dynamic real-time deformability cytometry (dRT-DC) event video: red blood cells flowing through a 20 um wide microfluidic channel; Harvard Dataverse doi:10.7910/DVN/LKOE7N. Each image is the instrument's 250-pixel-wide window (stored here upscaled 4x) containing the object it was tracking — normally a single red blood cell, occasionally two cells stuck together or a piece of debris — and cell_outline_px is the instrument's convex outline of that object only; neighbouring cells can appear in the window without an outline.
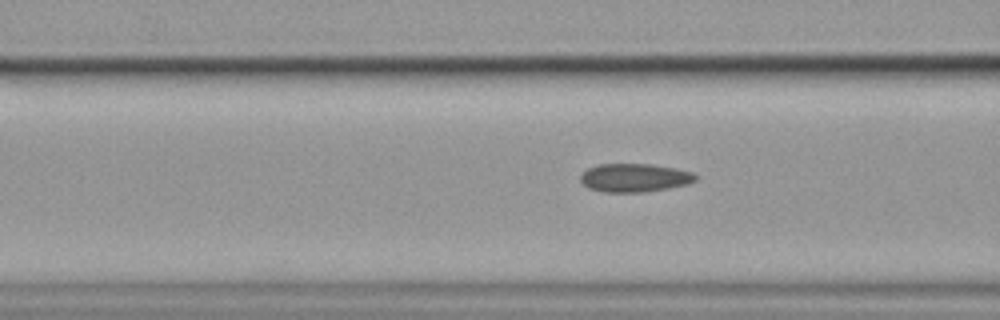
{"species": "common noctule bat (a hibernating species)", "species_latin": "Nyctalus noctula", "temperature_condition": "cold", "stored_images_in_passage": 11, "camera_frame_rate_fps": 3000, "um_per_image_px": 0.085, "animal": {"sex": "female", "body_mass_g": 19.9}, "frame": {"image": 1, "passage_image": 8, "time_ms": 2.333, "image_size_px": [1000, 320], "cell_outline_px": [[696, 180], [688, 184], [668, 188], [644, 192], [604, 192], [588, 188], [580, 180], [580, 176], [588, 168], [600, 164], [652, 164], [676, 168], [692, 172], [696, 176]], "centroid_in_image_um": [53.94, 15.11], "position_along_channel_um": 112.7, "area_um2": 19.02}}